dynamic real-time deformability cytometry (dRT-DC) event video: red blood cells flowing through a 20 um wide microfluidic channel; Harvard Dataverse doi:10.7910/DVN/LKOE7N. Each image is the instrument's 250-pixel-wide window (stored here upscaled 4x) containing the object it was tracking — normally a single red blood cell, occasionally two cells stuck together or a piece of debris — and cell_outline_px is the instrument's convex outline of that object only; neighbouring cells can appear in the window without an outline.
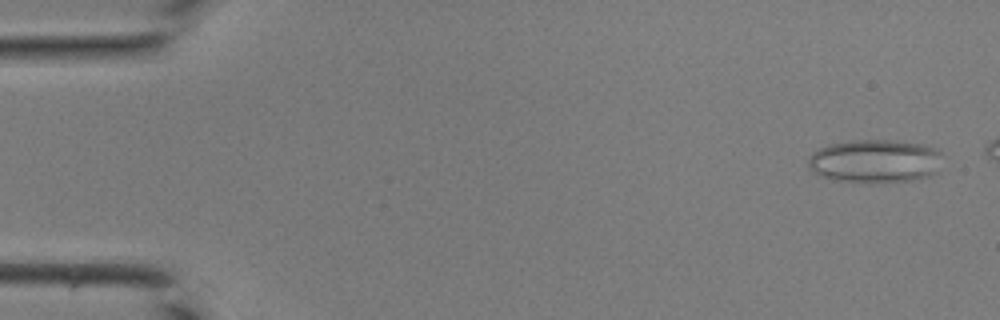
{"species": "common noctule bat (a hibernating species)", "species_latin": "Nyctalus noctula", "temperature_condition": "room temperature", "stored_images_in_passage": 11, "camera_frame_rate_fps": 3000, "um_per_image_px": 0.085, "animal": {"sex": "male", "body_mass_g": 19.0, "forearm_length_mm": 50.8}, "frame": {"image": 1, "passage_image": 2, "time_ms": 0.333, "image_size_px": [1000, 320], "cell_outline_px": [[940, 152], [936, 172], [928, 176], [912, 180], [872, 184], [836, 180], [824, 176], [808, 168], [808, 160], [812, 152], [828, 144], [852, 140], [888, 140], [924, 144], [940, 148]], "centroid_in_image_um": [74.37, 13.7], "position_along_channel_um": 10.6, "area_um2": 34.1}}